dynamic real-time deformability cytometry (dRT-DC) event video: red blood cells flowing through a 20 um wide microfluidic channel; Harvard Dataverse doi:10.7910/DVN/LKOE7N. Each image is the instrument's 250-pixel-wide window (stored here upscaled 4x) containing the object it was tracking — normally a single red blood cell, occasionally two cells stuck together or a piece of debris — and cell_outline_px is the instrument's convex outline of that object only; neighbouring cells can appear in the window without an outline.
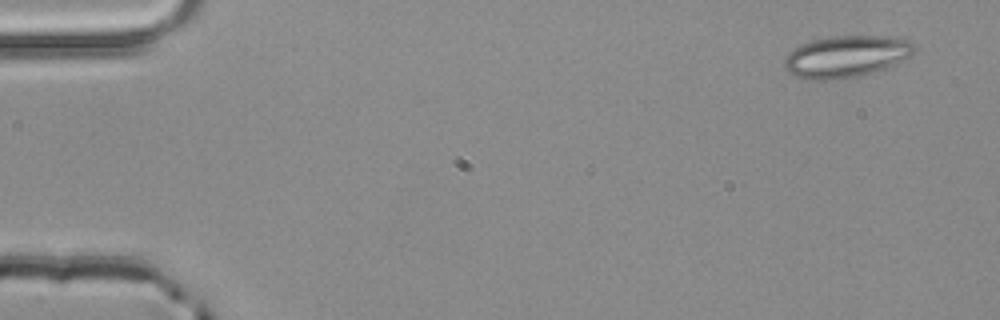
{"species": "common noctule bat (a hibernating species)", "species_latin": "Nyctalus noctula", "temperature_condition": "room temperature", "stored_images_in_passage": 3, "camera_frame_rate_fps": 3000, "um_per_image_px": 0.085, "animal": {"sex": "male", "body_mass_g": 20.4}, "frame": {"image": 1, "passage_image": 1, "time_ms": 0.0, "image_size_px": [1000, 320], "cell_outline_px": [[916, 48], [912, 56], [884, 68], [872, 72], [856, 76], [824, 80], [812, 80], [792, 76], [784, 68], [784, 56], [788, 52], [800, 44], [812, 40], [836, 36], [888, 36], [912, 40], [916, 44]], "centroid_in_image_um": [71.92, 4.79], "position_along_channel_um": 13.1, "area_um2": 31.79}}